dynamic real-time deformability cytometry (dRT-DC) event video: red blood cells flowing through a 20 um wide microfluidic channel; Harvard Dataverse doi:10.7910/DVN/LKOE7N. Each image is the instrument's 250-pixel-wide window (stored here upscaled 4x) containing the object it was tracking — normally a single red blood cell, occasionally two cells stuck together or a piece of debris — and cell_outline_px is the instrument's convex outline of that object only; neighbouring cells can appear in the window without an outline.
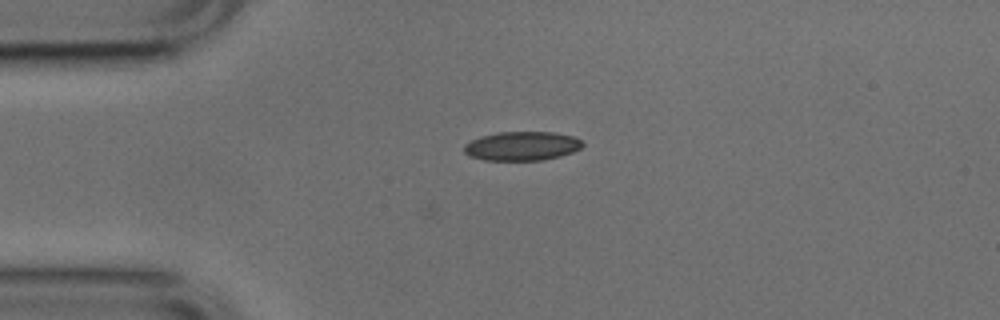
{"species": "common noctule bat (a hibernating species)", "species_latin": "Nyctalus noctula", "temperature_condition": "cold", "stored_images_in_passage": 30, "camera_frame_rate_fps": 3000, "um_per_image_px": 0.085, "animal": {"sex": "male", "body_mass_g": 17.9, "forearm_length_mm": 54.2}, "frame": {"image": 1, "passage_image": 1, "time_ms": 0.0, "image_size_px": [1000, 320], "cell_outline_px": [[584, 144], [580, 148], [572, 152], [560, 156], [544, 160], [484, 160], [468, 156], [464, 152], [464, 144], [480, 136], [500, 132], [552, 132], [572, 136], [580, 140]], "centroid_in_image_um": [44.34, 12.42], "position_along_channel_um": 40.7, "area_um2": 20.0}}
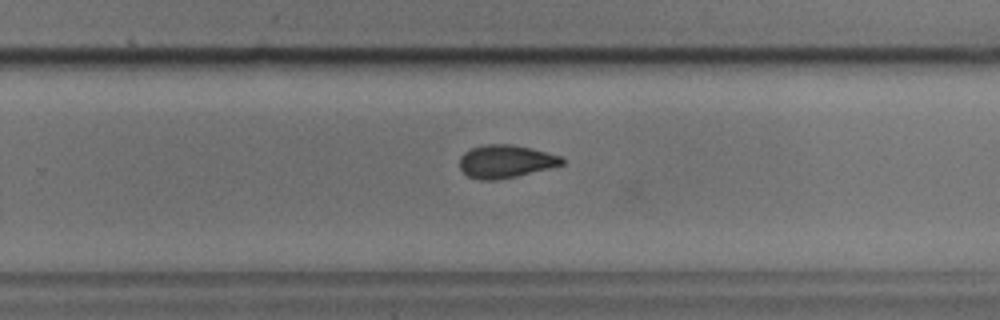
{"frame": {"image": 2, "passage_image": 22, "time_ms": 7.0, "image_size_px": [1000, 320], "cell_outline_px": [[564, 164], [516, 176], [496, 180], [480, 180], [468, 176], [460, 168], [460, 156], [464, 152], [472, 148], [484, 144], [512, 144], [532, 148], [560, 156], [564, 160]], "centroid_in_image_um": [42.95, 13.71], "position_along_channel_um": 286.8, "area_um2": 19.54}}
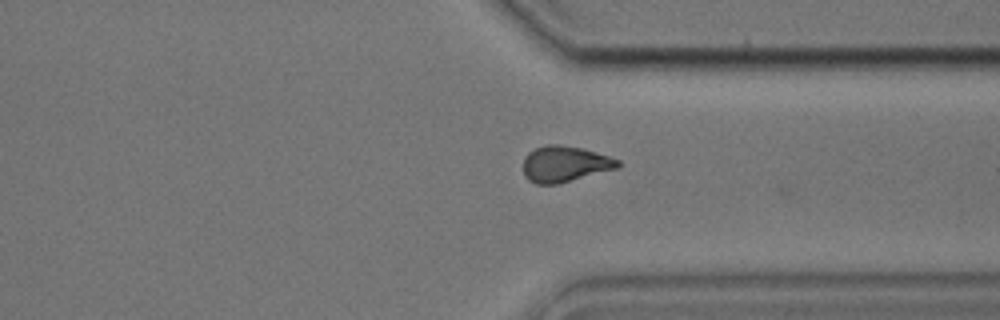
{"frame": {"image": 3, "passage_image": 28, "time_ms": 9.0, "image_size_px": [1000, 320], "cell_outline_px": [[620, 168], [556, 184], [536, 184], [528, 180], [524, 176], [524, 156], [528, 152], [536, 148], [548, 144], [556, 144], [584, 148], [620, 160]], "centroid_in_image_um": [48.02, 13.94], "position_along_channel_um": 363.4, "area_um2": 19.94}, "authors_computed_cell_mechanics": {"area_um2": 20.0277, "velocity_mm_per_s": 3.8266, "shape_relaxation_time_tau1_ms": 5.3577, "shape_relaxation_time_tau2_ms": 2.0786, "deformation_change_tau1": 0.128, "deformation_change_tau2": 0.0708}}